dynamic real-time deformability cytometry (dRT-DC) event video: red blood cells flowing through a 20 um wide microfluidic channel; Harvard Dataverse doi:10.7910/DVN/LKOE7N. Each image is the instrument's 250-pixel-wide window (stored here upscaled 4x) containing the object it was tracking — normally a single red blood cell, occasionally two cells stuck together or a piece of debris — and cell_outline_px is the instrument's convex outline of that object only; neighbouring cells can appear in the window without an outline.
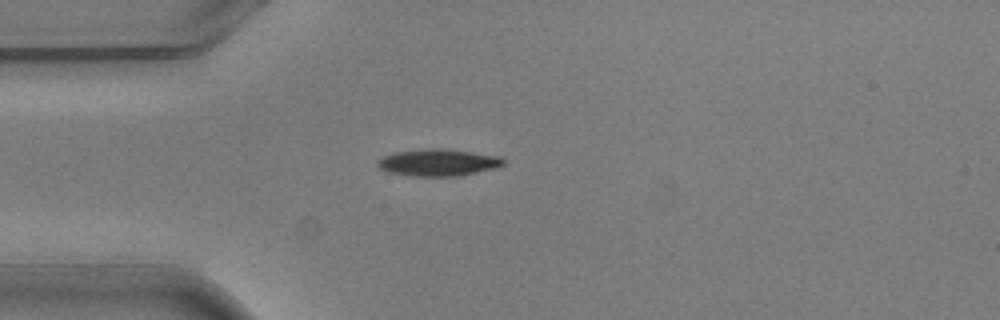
{"species": "common noctule bat (a hibernating species)", "species_latin": "Nyctalus noctula", "temperature_condition": "warm", "stored_images_in_passage": 2, "camera_frame_rate_fps": 3000, "um_per_image_px": 0.085, "animal": {"sex": "male", "body_mass_g": 20.5, "forearm_length_mm": 52.5}, "frame": {"image": 1, "passage_image": 1, "time_ms": 0.0, "image_size_px": [1000, 320], "cell_outline_px": [[504, 164], [496, 168], [456, 176], [408, 176], [388, 172], [380, 168], [376, 164], [376, 160], [384, 156], [396, 152], [432, 148], [444, 148], [500, 156], [504, 160]], "centroid_in_image_um": [37.23, 13.81], "position_along_channel_um": 47.8, "area_um2": 19.71}}